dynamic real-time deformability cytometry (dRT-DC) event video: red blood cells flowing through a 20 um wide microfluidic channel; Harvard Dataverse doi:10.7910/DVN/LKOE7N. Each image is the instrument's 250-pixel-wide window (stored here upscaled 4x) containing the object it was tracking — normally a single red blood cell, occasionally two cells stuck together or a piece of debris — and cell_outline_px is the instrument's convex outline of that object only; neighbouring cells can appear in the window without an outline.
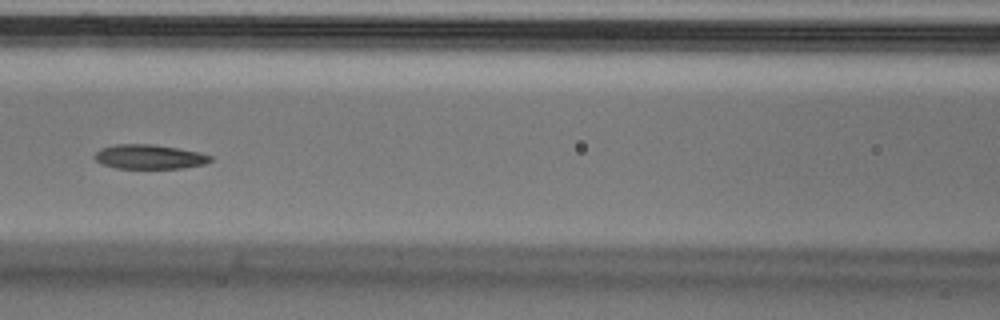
{"species": "Egyptian fruit bat (a non-hibernating species)", "species_latin": "Rousettus aegyptiacus", "temperature_condition": "cold", "stored_images_in_passage": 9, "camera_frame_rate_fps": 3000, "um_per_image_px": 0.085, "animal": {"sex": "male"}, "frame": {"image": 1, "passage_image": 6, "time_ms": 1.667, "image_size_px": [1000, 320], "cell_outline_px": [[212, 160], [204, 164], [184, 168], [116, 168], [104, 164], [96, 160], [92, 156], [100, 148], [116, 144], [152, 144], [180, 148], [200, 152], [212, 156]], "centroid_in_image_um": [12.71, 13.32], "position_along_channel_um": 153.9, "area_um2": 16.53}}
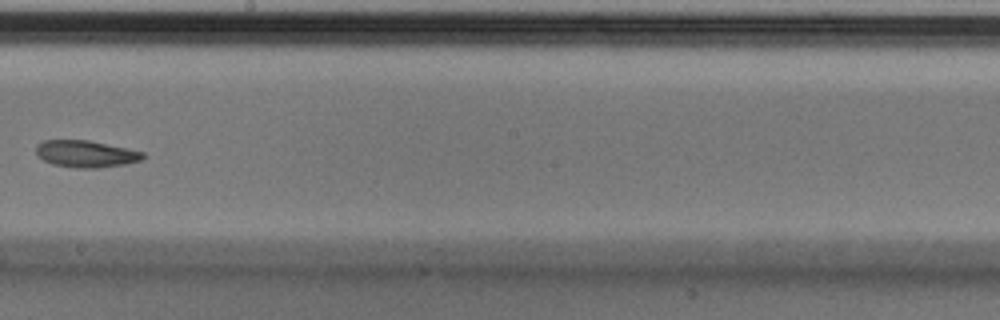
{"frame": {"image": 2, "passage_image": 8, "time_ms": 2.333, "image_size_px": [1000, 320], "cell_outline_px": [[144, 156], [140, 160], [124, 164], [100, 168], [72, 168], [52, 164], [36, 156], [36, 144], [44, 140], [88, 140], [128, 148], [144, 152]], "centroid_in_image_um": [7.26, 13.08], "position_along_channel_um": 240.9, "area_um2": 16.88}}
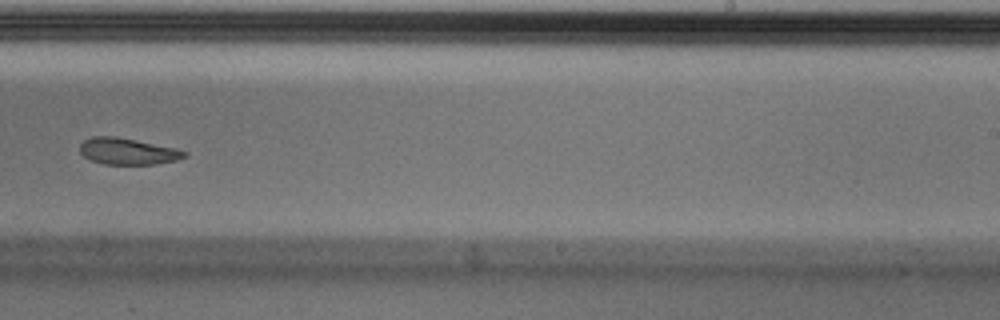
{"frame": {"image": 3, "passage_image": 9, "time_ms": 2.667, "image_size_px": [1000, 320], "cell_outline_px": [[188, 156], [176, 160], [156, 164], [104, 164], [88, 160], [80, 152], [80, 144], [84, 140], [92, 136], [116, 136], [176, 148], [188, 152]], "centroid_in_image_um": [10.85, 12.86], "position_along_channel_um": 278.2, "area_um2": 16.24}}